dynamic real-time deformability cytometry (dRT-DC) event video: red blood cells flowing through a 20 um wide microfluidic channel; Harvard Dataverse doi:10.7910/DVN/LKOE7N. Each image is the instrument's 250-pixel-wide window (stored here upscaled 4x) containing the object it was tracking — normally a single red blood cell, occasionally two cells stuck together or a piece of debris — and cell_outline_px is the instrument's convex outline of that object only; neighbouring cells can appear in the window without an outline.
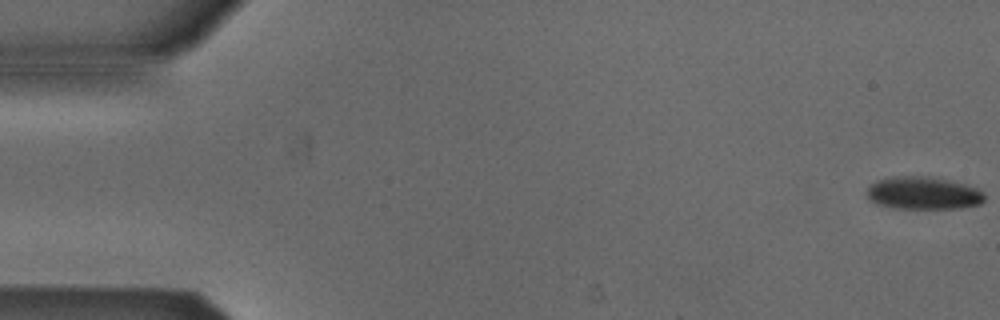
{"species": "Egyptian fruit bat (a non-hibernating species)", "species_latin": "Rousettus aegyptiacus", "temperature_condition": "cold", "stored_images_in_passage": 53, "camera_frame_rate_fps": 3000, "um_per_image_px": 0.085, "animal": {"sex": "male"}, "frame": {"image": 1, "passage_image": 1, "time_ms": 0.0, "image_size_px": [1000, 320], "cell_outline_px": [[984, 200], [980, 204], [960, 208], [892, 208], [876, 204], [868, 200], [864, 192], [876, 180], [896, 176], [924, 176], [964, 184], [976, 188], [984, 192]], "centroid_in_image_um": [78.42, 16.43], "position_along_channel_um": 6.6, "area_um2": 22.37}}
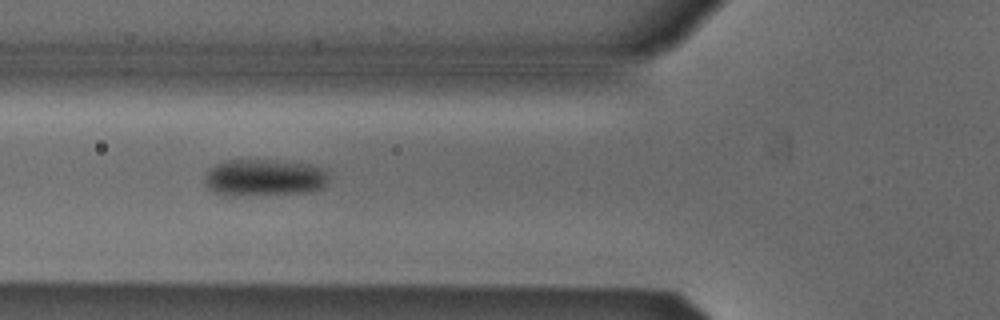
{"frame": {"image": 2, "passage_image": 20, "time_ms": 6.333, "image_size_px": [1000, 320], "cell_outline_px": [[328, 176], [324, 188], [312, 192], [240, 196], [224, 196], [212, 192], [204, 184], [204, 176], [216, 164], [228, 160], [268, 160], [308, 164], [328, 168]], "centroid_in_image_um": [22.47, 15.12], "position_along_channel_um": 103.3, "area_um2": 27.17}}
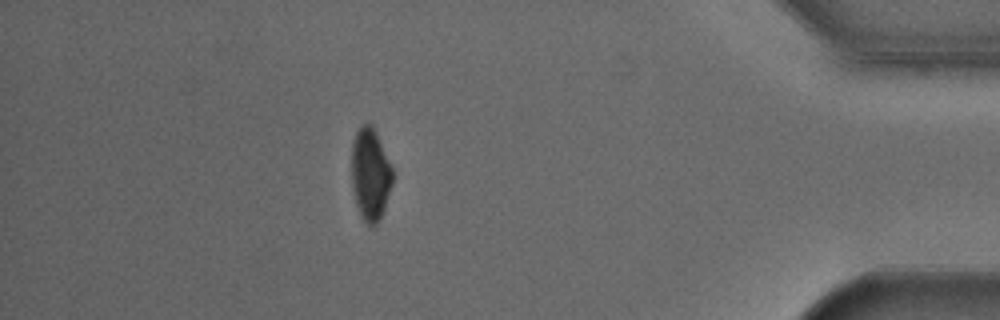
{"frame": {"image": 3, "passage_image": 47, "time_ms": 15.333, "image_size_px": [1000, 320], "cell_outline_px": [[392, 184], [384, 208], [376, 224], [372, 228], [364, 220], [356, 204], [352, 188], [352, 140], [356, 132], [364, 124], [372, 124], [376, 132], [392, 168]], "centroid_in_image_um": [31.46, 14.8], "position_along_channel_um": 403.7, "area_um2": 21.68}, "authors_computed_cell_mechanics": {"area_um2": 24.6228, "velocity_mm_per_s": 3.873, "shape_relaxation_time_tau1_ms": 2.6737, "shape_relaxation_time_tau2_ms": null, "deformation_change_tau1": 0.0608, "deformation_change_tau2": null}}